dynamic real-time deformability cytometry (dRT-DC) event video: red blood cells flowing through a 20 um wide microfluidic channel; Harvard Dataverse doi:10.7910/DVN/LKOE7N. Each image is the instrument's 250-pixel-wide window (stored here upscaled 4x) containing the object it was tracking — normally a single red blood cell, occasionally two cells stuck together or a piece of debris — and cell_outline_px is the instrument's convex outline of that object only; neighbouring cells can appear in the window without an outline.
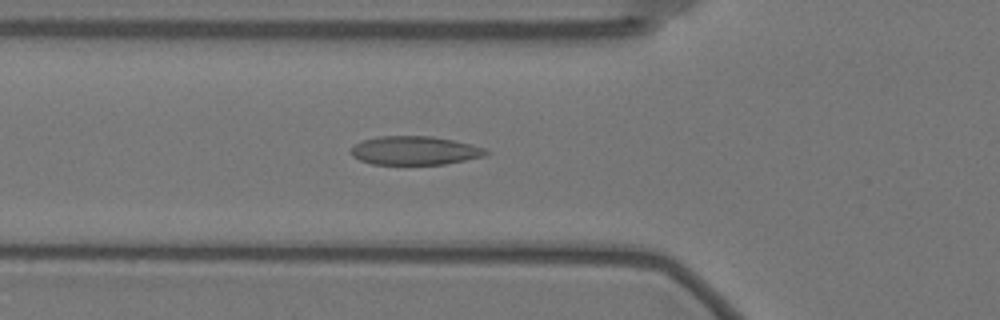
{"species": "Egyptian fruit bat (a non-hibernating species)", "species_latin": "Rousettus aegyptiacus", "temperature_condition": "warm", "stored_images_in_passage": 54, "camera_frame_rate_fps": 3000, "um_per_image_px": 0.085, "animal": {"sex": "female"}, "frame": {"image": 1, "passage_image": 18, "time_ms": 5.667, "image_size_px": [1000, 320], "cell_outline_px": [[488, 152], [484, 156], [444, 164], [372, 164], [360, 160], [352, 156], [352, 148], [356, 144], [364, 140], [380, 136], [432, 136], [472, 144], [484, 148]], "centroid_in_image_um": [35.26, 12.79], "position_along_channel_um": 90.5, "area_um2": 22.25}}
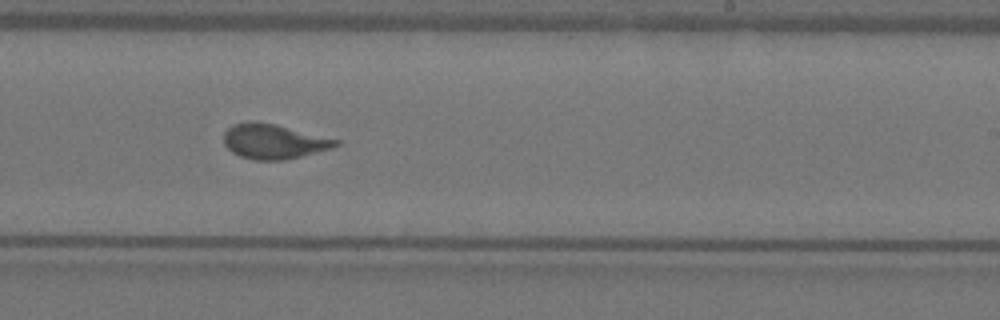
{"frame": {"image": 2, "passage_image": 33, "time_ms": 10.667, "image_size_px": [1000, 320], "cell_outline_px": [[340, 144], [332, 148], [284, 160], [252, 160], [240, 156], [232, 152], [224, 144], [224, 132], [232, 124], [248, 120], [252, 120], [276, 124], [340, 140]], "centroid_in_image_um": [23.24, 12.01], "position_along_channel_um": 265.8, "area_um2": 22.83}}
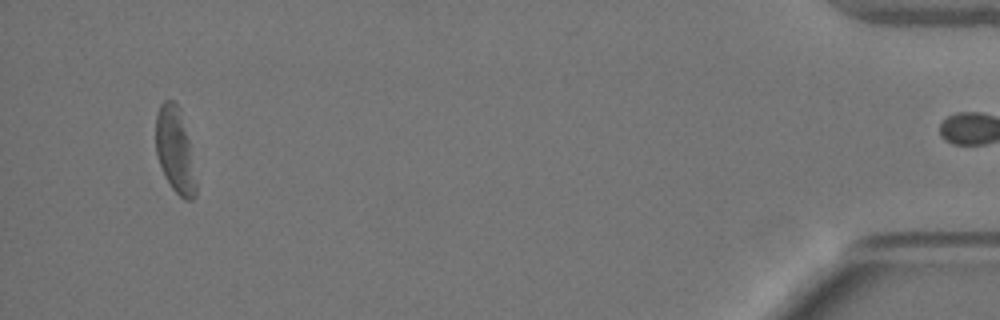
{"frame": {"image": 3, "passage_image": 53, "time_ms": 17.333, "image_size_px": [1000, 320], "cell_outline_px": [[196, 196], [192, 200], [184, 200], [172, 188], [164, 176], [156, 152], [156, 112], [160, 104], [164, 100], [172, 100], [180, 108], [188, 140], [196, 180]], "centroid_in_image_um": [14.86, 12.77], "position_along_channel_um": 420.3, "area_um2": 19.83}, "authors_computed_cell_mechanics": {"area_um2": 22.5709, "velocity_mm_per_s": 3.4972, "shape_relaxation_time_tau1_ms": 5.737, "shape_relaxation_time_tau2_ms": 1.117, "deformation_change_tau1": 0.1556, "deformation_change_tau2": 0.0765}}